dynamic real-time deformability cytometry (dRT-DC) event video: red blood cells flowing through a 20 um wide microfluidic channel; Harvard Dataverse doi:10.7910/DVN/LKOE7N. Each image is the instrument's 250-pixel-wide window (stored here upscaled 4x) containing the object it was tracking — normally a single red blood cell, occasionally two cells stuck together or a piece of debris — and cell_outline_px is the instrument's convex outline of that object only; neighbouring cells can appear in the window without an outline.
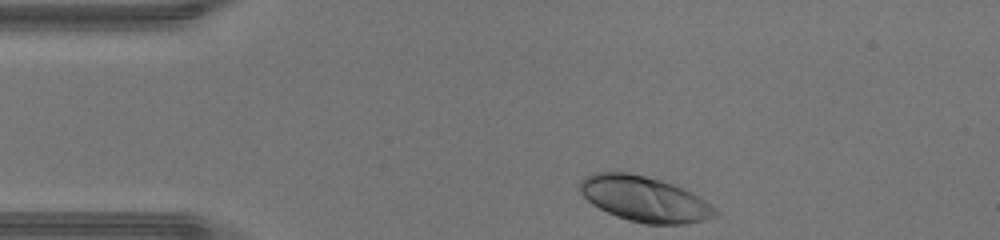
{"species": "human", "species_latin": "Homo sapiens", "temperature_condition": "warm", "stored_images_in_passage": 31, "camera_frame_rate_fps": 3000, "um_per_image_px": 0.085, "donor": {"sex": "male"}, "frame": {"image": 1, "passage_image": 1, "time_ms": 0.0, "image_size_px": [1000, 240], "cell_outline_px": [[716, 216], [704, 220], [684, 224], [644, 224], [628, 220], [616, 216], [592, 204], [580, 192], [580, 180], [584, 176], [592, 172], [628, 172], [660, 180], [672, 184], [704, 200], [716, 208]], "centroid_in_image_um": [54.73, 16.91], "position_along_channel_um": 30.3, "area_um2": 35.37}}
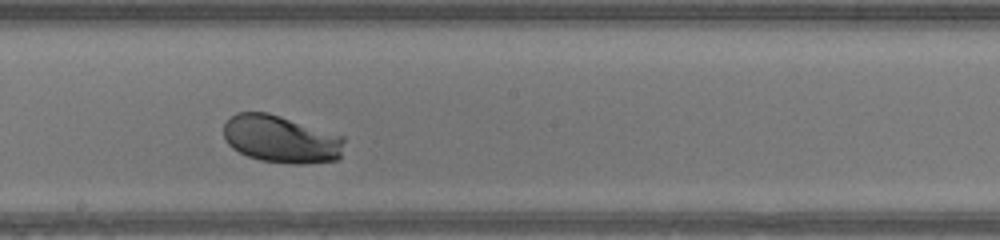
{"frame": {"image": 2, "passage_image": 18, "time_ms": 5.667, "image_size_px": [1000, 240], "cell_outline_px": [[344, 140], [340, 156], [336, 160], [304, 164], [288, 164], [260, 160], [248, 156], [232, 148], [228, 144], [224, 136], [224, 124], [236, 112], [268, 112], [344, 136]], "centroid_in_image_um": [23.88, 11.83], "position_along_channel_um": 224.3, "area_um2": 33.35}}
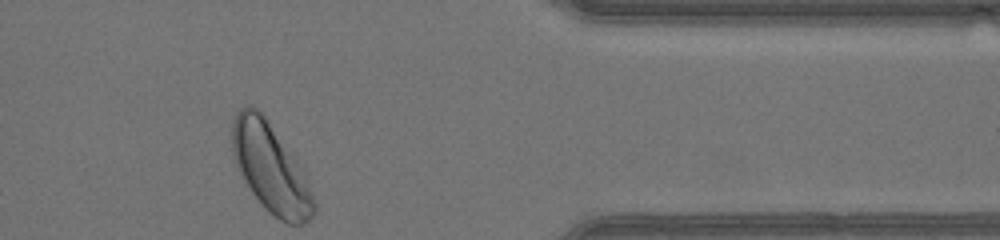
{"frame": {"image": 3, "passage_image": 31, "time_ms": 10.0, "image_size_px": [1000, 240], "cell_outline_px": [[316, 212], [304, 224], [288, 224], [280, 220], [252, 192], [236, 164], [232, 152], [232, 124], [236, 112], [244, 104], [252, 104], [260, 108], [296, 160], [304, 172], [316, 204]], "centroid_in_image_um": [23.0, 14.21], "position_along_channel_um": 388.4, "area_um2": 41.91}, "authors_computed_cell_mechanics": {"area_um2": 33.6396, "velocity_mm_per_s": 4.3203, "shape_relaxation_time_tau1_ms": 1.9853, "shape_relaxation_time_tau2_ms": null, "deformation_change_tau1": 0.1315, "deformation_change_tau2": null}}